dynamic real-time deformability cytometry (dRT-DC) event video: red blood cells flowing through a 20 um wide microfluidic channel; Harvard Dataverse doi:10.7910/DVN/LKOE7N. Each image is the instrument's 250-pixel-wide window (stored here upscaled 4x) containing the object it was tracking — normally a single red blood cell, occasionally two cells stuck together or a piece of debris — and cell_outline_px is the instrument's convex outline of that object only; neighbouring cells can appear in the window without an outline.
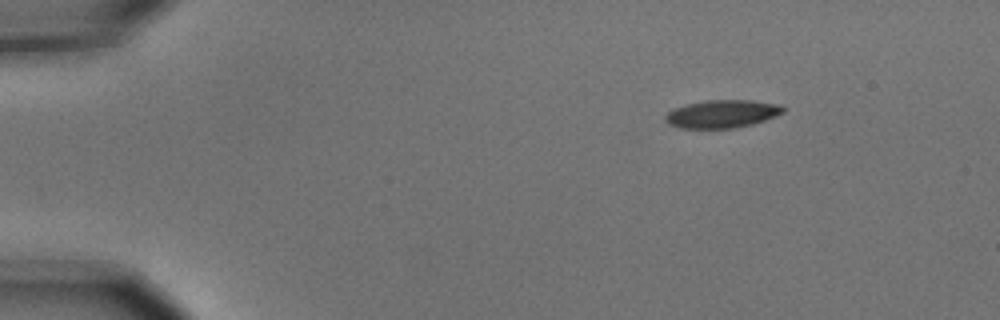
{"species": "common noctule bat (a hibernating species)", "species_latin": "Nyctalus noctula", "temperature_condition": "cold", "stored_images_in_passage": 4, "camera_frame_rate_fps": 3000, "um_per_image_px": 0.085, "animal": {"sex": "male", "body_mass_g": 15.6}, "frame": {"image": 1, "passage_image": 1, "time_ms": 0.0, "image_size_px": [1000, 320], "cell_outline_px": [[784, 112], [764, 120], [752, 124], [732, 128], [680, 128], [668, 124], [664, 120], [664, 116], [672, 108], [704, 100], [752, 100], [780, 104], [784, 108]], "centroid_in_image_um": [61.34, 9.67], "position_along_channel_um": 23.7, "area_um2": 19.19}}